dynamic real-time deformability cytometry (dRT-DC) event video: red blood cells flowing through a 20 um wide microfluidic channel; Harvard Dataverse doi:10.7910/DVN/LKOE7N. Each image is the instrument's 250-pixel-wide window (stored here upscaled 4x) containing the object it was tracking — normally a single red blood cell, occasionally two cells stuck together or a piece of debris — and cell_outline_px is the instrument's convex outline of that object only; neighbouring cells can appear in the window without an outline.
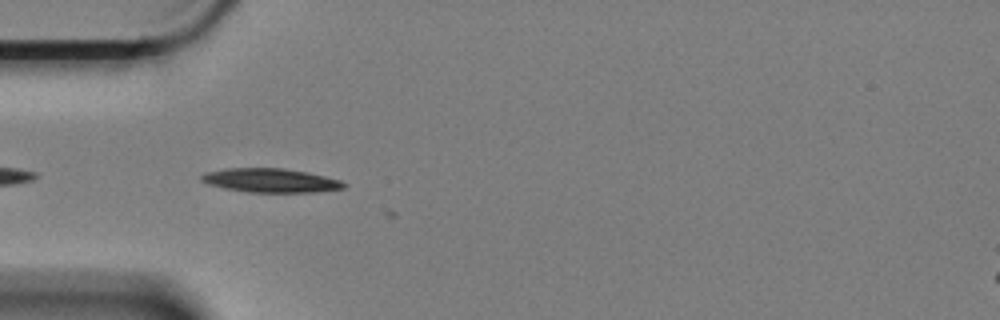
{"species": "Egyptian fruit bat (a non-hibernating species)", "species_latin": "Rousettus aegyptiacus", "temperature_condition": "cold", "stored_images_in_passage": 3, "camera_frame_rate_fps": 3000, "um_per_image_px": 0.085, "animal": {"sex": "female"}, "frame": {"image": 1, "passage_image": 2, "time_ms": 0.333, "image_size_px": [1000, 320], "cell_outline_px": [[348, 184], [344, 188], [316, 192], [248, 192], [224, 188], [208, 184], [200, 180], [200, 176], [204, 172], [224, 168], [284, 168], [308, 172], [340, 180]], "centroid_in_image_um": [22.98, 15.33], "position_along_channel_um": 62.0, "area_um2": 20.0}}